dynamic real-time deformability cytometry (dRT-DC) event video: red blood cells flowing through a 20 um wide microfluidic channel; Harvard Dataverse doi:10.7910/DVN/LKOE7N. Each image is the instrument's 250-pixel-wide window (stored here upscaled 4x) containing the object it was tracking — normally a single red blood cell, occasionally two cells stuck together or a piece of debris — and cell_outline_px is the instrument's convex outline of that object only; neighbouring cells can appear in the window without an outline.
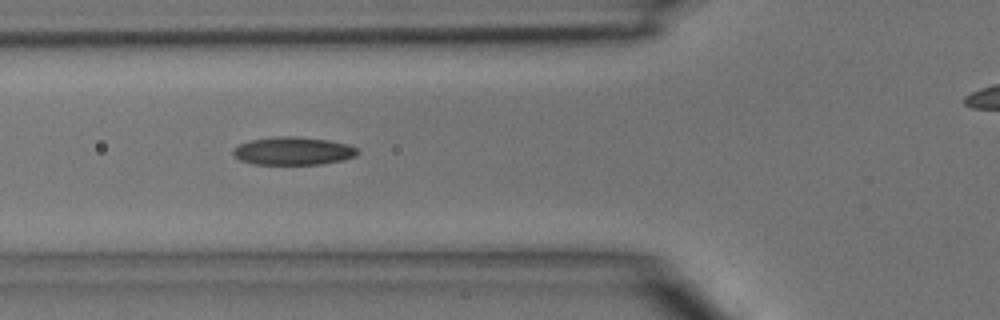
{"species": "common noctule bat (a hibernating species)", "species_latin": "Nyctalus noctula", "temperature_condition": "room temperature", "stored_images_in_passage": 4, "camera_frame_rate_fps": 3000, "um_per_image_px": 0.085, "animal": {"sex": "male", "body_mass_g": 15.6}, "frame": {"image": 1, "passage_image": 2, "time_ms": 1.0, "image_size_px": [1000, 320], "cell_outline_px": [[360, 152], [356, 156], [344, 160], [320, 164], [252, 164], [240, 160], [232, 156], [232, 148], [240, 144], [252, 140], [276, 136], [296, 136], [328, 140], [348, 144], [356, 148]], "centroid_in_image_um": [24.9, 12.83], "position_along_channel_um": 100.9, "area_um2": 20.46}}